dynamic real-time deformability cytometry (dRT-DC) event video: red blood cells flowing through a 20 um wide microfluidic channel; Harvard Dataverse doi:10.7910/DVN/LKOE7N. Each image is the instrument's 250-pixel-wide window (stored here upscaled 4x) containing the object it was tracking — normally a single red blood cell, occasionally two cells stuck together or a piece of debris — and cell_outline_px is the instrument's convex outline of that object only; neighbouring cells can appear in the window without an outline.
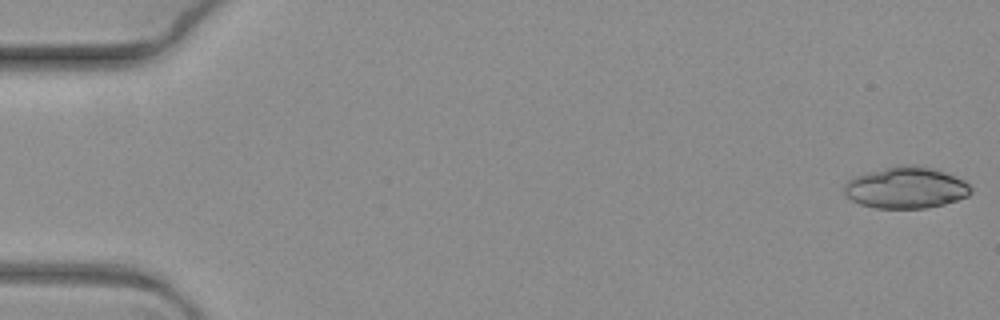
{"species": "common noctule bat (a hibernating species)", "species_latin": "Nyctalus noctula", "temperature_condition": "warm", "stored_images_in_passage": 7, "camera_frame_rate_fps": 3000, "um_per_image_px": 0.085, "animal": {"sex": "female", "body_mass_g": 19.3, "forearm_length_mm": 54.1}, "frame": {"image": 1, "passage_image": 1, "time_ms": 0.0, "image_size_px": [1000, 320], "cell_outline_px": [[972, 192], [968, 196], [944, 204], [924, 208], [876, 208], [860, 204], [852, 200], [844, 192], [844, 184], [848, 180], [856, 176], [868, 172], [900, 164], [916, 164], [932, 168], [944, 172], [964, 180], [972, 188]], "centroid_in_image_um": [77.01, 15.94], "position_along_channel_um": 8.0, "area_um2": 30.58}}